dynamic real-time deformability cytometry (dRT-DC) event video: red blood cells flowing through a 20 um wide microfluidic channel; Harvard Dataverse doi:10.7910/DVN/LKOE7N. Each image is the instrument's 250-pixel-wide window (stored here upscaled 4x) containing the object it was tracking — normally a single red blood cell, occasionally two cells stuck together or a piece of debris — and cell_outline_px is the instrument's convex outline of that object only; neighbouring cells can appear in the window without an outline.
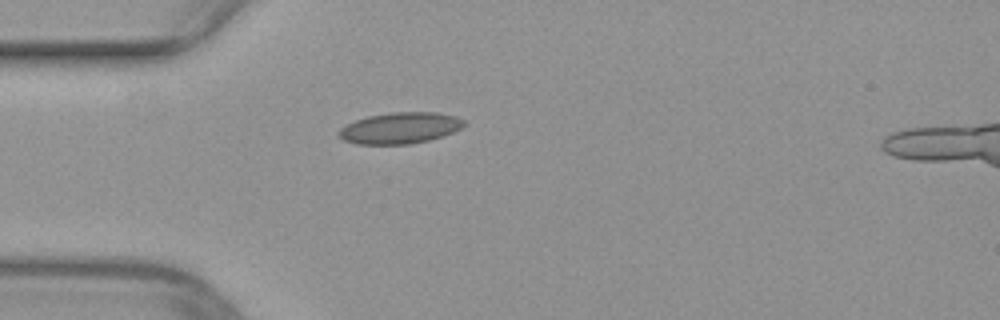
{"species": "common noctule bat (a hibernating species)", "species_latin": "Nyctalus noctula", "temperature_condition": "warm", "stored_images_in_passage": 37, "camera_frame_rate_fps": 3000, "um_per_image_px": 0.085, "animal": {"sex": "female", "body_mass_g": 29.2, "forearm_length_mm": 56.3}, "frame": {"image": 1, "passage_image": 1, "time_ms": 0.0, "image_size_px": [1000, 320], "cell_outline_px": [[464, 124], [460, 128], [452, 132], [428, 140], [408, 144], [356, 144], [344, 140], [336, 136], [336, 132], [340, 128], [356, 120], [368, 116], [392, 112], [436, 112], [456, 116], [464, 120]], "centroid_in_image_um": [33.95, 10.88], "position_along_channel_um": 51.1, "area_um2": 22.66}}
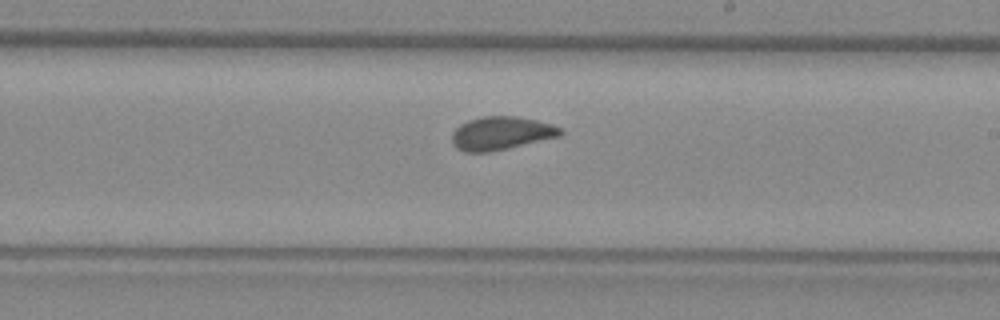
{"frame": {"image": 2, "passage_image": 16, "time_ms": 5.0, "image_size_px": [1000, 320], "cell_outline_px": [[564, 132], [560, 136], [488, 152], [464, 152], [456, 148], [452, 144], [452, 132], [460, 124], [468, 120], [480, 116], [512, 116], [536, 120], [552, 124], [560, 128]], "centroid_in_image_um": [42.56, 11.32], "position_along_channel_um": 246.4, "area_um2": 20.92}}
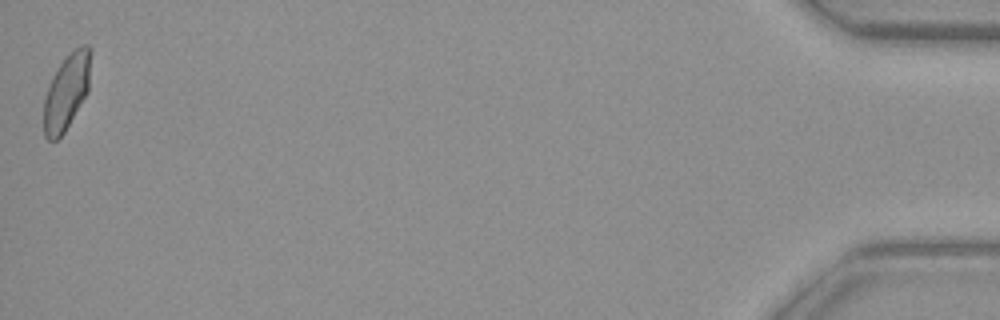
{"frame": {"image": 3, "passage_image": 37, "time_ms": 12.0, "image_size_px": [1000, 320], "cell_outline_px": [[88, 92], [64, 132], [56, 140], [48, 140], [44, 136], [44, 96], [48, 84], [52, 76], [60, 64], [80, 44], [88, 44]], "centroid_in_image_um": [5.6, 7.86], "position_along_channel_um": 429.6, "area_um2": 20.06}}